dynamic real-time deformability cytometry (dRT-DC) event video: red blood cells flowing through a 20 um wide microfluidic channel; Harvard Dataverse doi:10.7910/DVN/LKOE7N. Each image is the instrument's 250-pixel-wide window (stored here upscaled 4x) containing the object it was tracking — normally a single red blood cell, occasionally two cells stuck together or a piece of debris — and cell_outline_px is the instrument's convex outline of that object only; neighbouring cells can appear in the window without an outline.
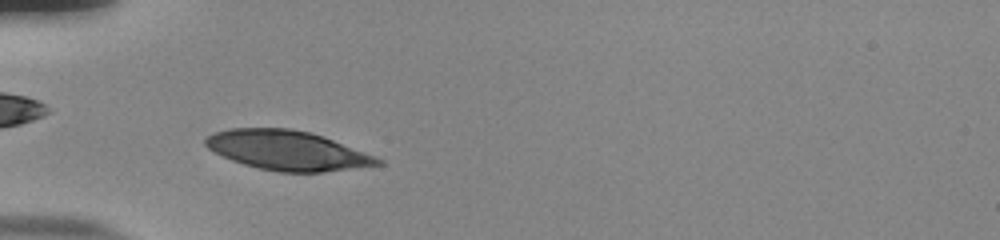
{"species": "human", "species_latin": "Homo sapiens", "temperature_condition": "room temperature", "stored_images_in_passage": 45, "camera_frame_rate_fps": 3000, "um_per_image_px": 0.085, "donor": {"sex": "male"}, "frame": {"image": 1, "passage_image": 8, "time_ms": 2.333, "image_size_px": [1000, 240], "cell_outline_px": [[384, 164], [324, 172], [280, 172], [260, 168], [244, 164], [232, 160], [208, 148], [204, 144], [204, 140], [208, 136], [216, 132], [228, 128], [292, 128], [312, 132], [324, 136], [376, 156], [384, 160]], "centroid_in_image_um": [24.47, 12.77], "position_along_channel_um": 60.5, "area_um2": 39.65}}
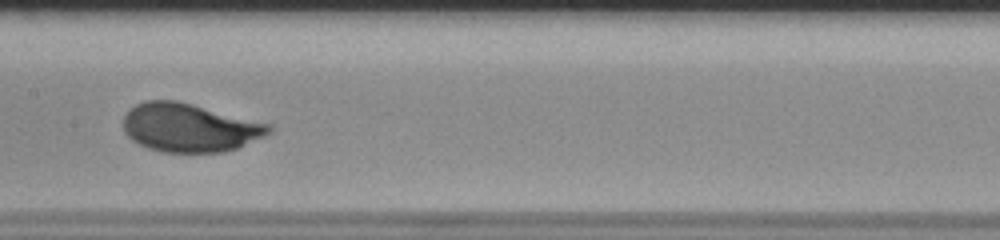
{"frame": {"image": 2, "passage_image": 19, "time_ms": 6.0, "image_size_px": [1000, 240], "cell_outline_px": [[272, 132], [264, 136], [236, 148], [224, 152], [164, 152], [148, 148], [132, 140], [124, 132], [124, 116], [136, 104], [144, 100], [176, 100], [272, 124]], "centroid_in_image_um": [16.12, 10.84], "position_along_channel_um": 191.3, "area_um2": 40.98}}
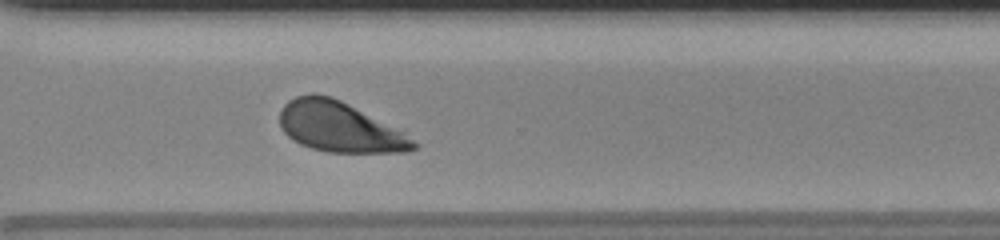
{"frame": {"image": 3, "passage_image": 31, "time_ms": 10.0, "image_size_px": [1000, 240], "cell_outline_px": [[420, 144], [416, 148], [408, 152], [328, 152], [312, 148], [300, 144], [292, 140], [284, 132], [280, 124], [280, 108], [288, 100], [296, 96], [312, 92], [332, 96], [404, 128]], "centroid_in_image_um": [28.97, 10.77], "position_along_channel_um": 341.6, "area_um2": 40.4}, "authors_computed_cell_mechanics": {"area_um2": 40.1132, "velocity_mm_per_s": 3.758, "shape_relaxation_time_tau1_ms": 2.6077, "shape_relaxation_time_tau2_ms": null, "deformation_change_tau1": 0.165, "deformation_change_tau2": null}}